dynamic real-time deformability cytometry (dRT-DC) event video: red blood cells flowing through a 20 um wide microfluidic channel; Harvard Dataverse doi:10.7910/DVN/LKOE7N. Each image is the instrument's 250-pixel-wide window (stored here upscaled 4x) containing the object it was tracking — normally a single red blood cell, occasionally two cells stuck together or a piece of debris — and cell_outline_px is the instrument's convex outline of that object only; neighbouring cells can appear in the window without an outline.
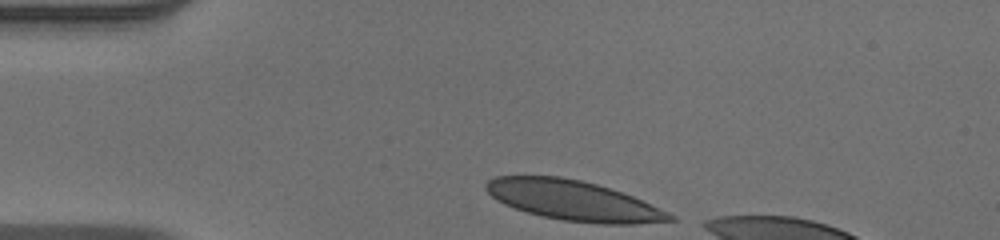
{"species": "human", "species_latin": "Homo sapiens", "temperature_condition": "warm", "stored_images_in_passage": 33, "camera_frame_rate_fps": 3000, "um_per_image_px": 0.085, "donor": {"sex": "male"}, "frame": {"image": 1, "passage_image": 1, "time_ms": 0.0, "image_size_px": [1000, 240], "cell_outline_px": [[676, 220], [636, 224], [604, 224], [564, 220], [544, 216], [528, 212], [504, 204], [496, 200], [484, 188], [484, 184], [488, 180], [496, 176], [560, 176], [580, 180], [596, 184], [632, 196], [668, 212], [676, 216]], "centroid_in_image_um": [48.72, 17.04], "position_along_channel_um": 36.3, "area_um2": 42.37}}
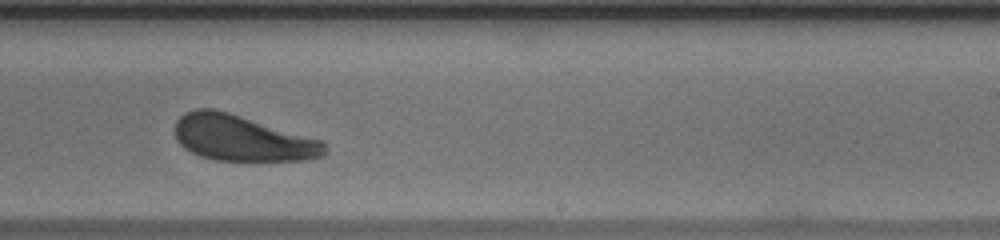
{"frame": {"image": 2, "passage_image": 22, "time_ms": 7.0, "image_size_px": [1000, 240], "cell_outline_px": [[328, 152], [324, 156], [304, 160], [216, 160], [200, 156], [184, 148], [176, 140], [176, 120], [184, 112], [196, 108], [212, 108], [228, 112], [324, 140]], "centroid_in_image_um": [20.61, 11.74], "position_along_channel_um": 268.4, "area_um2": 40.11}}
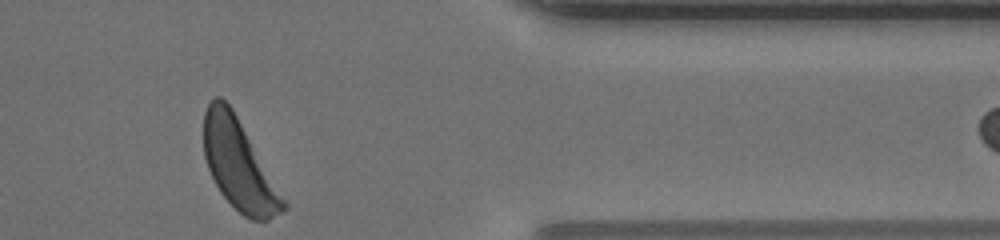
{"frame": {"image": 3, "passage_image": 33, "time_ms": 10.667, "image_size_px": [1000, 240], "cell_outline_px": [[288, 208], [268, 220], [252, 220], [244, 216], [220, 192], [208, 168], [204, 156], [204, 112], [208, 104], [216, 96], [220, 96], [232, 108], [288, 204]], "centroid_in_image_um": [20.3, 14.02], "position_along_channel_um": 391.1, "area_um2": 40.98}, "authors_computed_cell_mechanics": {"area_um2": 41.6738, "velocity_mm_per_s": 3.9204, "shape_relaxation_time_tau1_ms": 6.3122, "shape_relaxation_time_tau2_ms": 5.2749, "deformation_change_tau1": 0.2192, "deformation_change_tau2": 0.119}}